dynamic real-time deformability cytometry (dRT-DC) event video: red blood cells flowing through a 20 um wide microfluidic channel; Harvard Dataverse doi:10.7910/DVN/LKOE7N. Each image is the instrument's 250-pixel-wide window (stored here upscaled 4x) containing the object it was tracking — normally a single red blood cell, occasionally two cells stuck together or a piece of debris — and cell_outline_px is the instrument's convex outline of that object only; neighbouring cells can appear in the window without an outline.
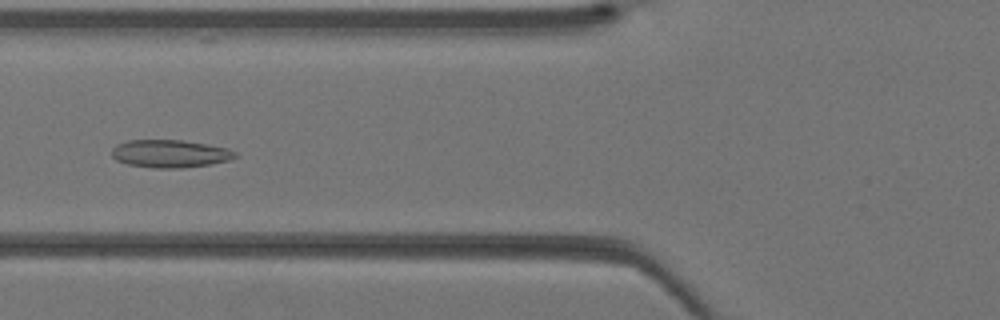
{"species": "Egyptian fruit bat (a non-hibernating species)", "species_latin": "Rousettus aegyptiacus", "temperature_condition": "warm", "stored_images_in_passage": 18, "camera_frame_rate_fps": 3000, "um_per_image_px": 0.085, "animal": {"sex": "female"}, "frame": {"image": 1, "passage_image": 6, "time_ms": 1.667, "image_size_px": [1000, 320], "cell_outline_px": [[236, 156], [228, 160], [208, 164], [180, 168], [152, 168], [128, 164], [116, 160], [112, 156], [112, 148], [116, 144], [128, 140], [180, 140], [208, 144], [228, 148], [236, 152]], "centroid_in_image_um": [14.41, 13.05], "position_along_channel_um": 111.4, "area_um2": 19.88}}
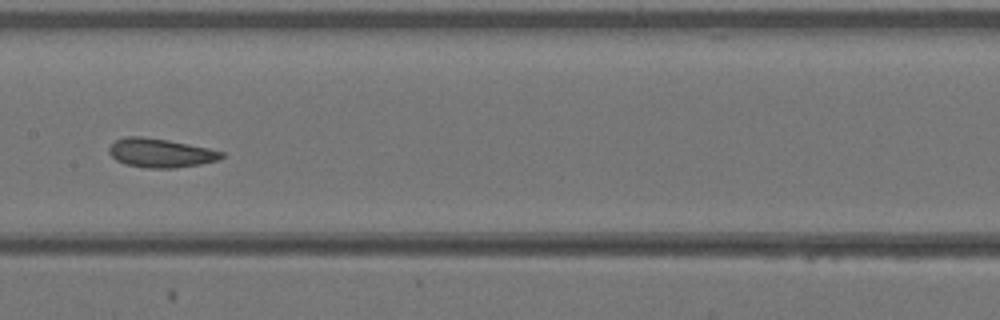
{"frame": {"image": 2, "passage_image": 11, "time_ms": 3.333, "image_size_px": [1000, 320], "cell_outline_px": [[224, 156], [216, 160], [200, 164], [176, 168], [148, 168], [124, 164], [116, 160], [108, 152], [108, 148], [116, 140], [124, 136], [140, 136], [168, 140], [208, 148], [224, 152]], "centroid_in_image_um": [13.61, 13.0], "position_along_channel_um": 193.8, "area_um2": 18.9}}
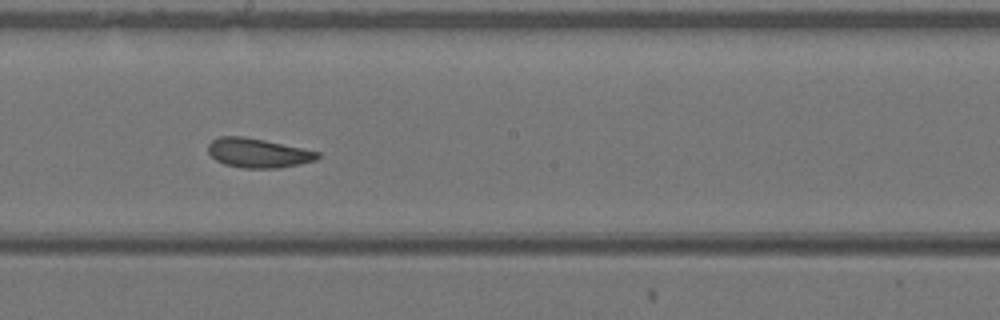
{"frame": {"image": 3, "passage_image": 13, "time_ms": 4.0, "image_size_px": [1000, 320], "cell_outline_px": [[320, 156], [316, 160], [300, 164], [280, 168], [244, 168], [224, 164], [216, 160], [208, 152], [208, 144], [212, 140], [220, 136], [244, 136], [264, 140], [320, 152]], "centroid_in_image_um": [21.93, 13.0], "position_along_channel_um": 226.3, "area_um2": 18.67}}